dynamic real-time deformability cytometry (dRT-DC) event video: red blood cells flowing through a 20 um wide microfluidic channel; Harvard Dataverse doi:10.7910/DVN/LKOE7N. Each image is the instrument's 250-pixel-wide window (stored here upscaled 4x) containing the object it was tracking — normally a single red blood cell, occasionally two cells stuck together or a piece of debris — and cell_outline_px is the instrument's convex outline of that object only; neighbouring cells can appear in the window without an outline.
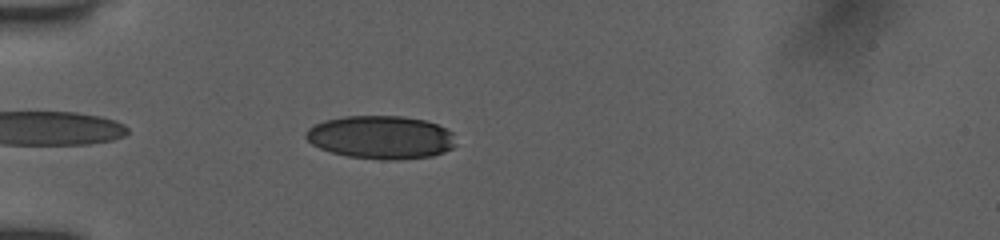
{"species": "human", "species_latin": "Homo sapiens", "temperature_condition": "room temperature", "stored_images_in_passage": 13, "camera_frame_rate_fps": 3000, "um_per_image_px": 0.085, "donor": {"sex": "female"}, "frame": {"image": 1, "passage_image": 4, "time_ms": 2.0, "image_size_px": [1000, 240], "cell_outline_px": [[456, 144], [452, 148], [444, 152], [432, 156], [396, 160], [380, 160], [348, 156], [332, 152], [320, 148], [312, 144], [304, 136], [304, 132], [308, 128], [324, 120], [344, 116], [404, 116], [424, 120], [436, 124], [452, 132]], "centroid_in_image_um": [32.37, 11.67], "position_along_channel_um": 52.6, "area_um2": 37.86}}
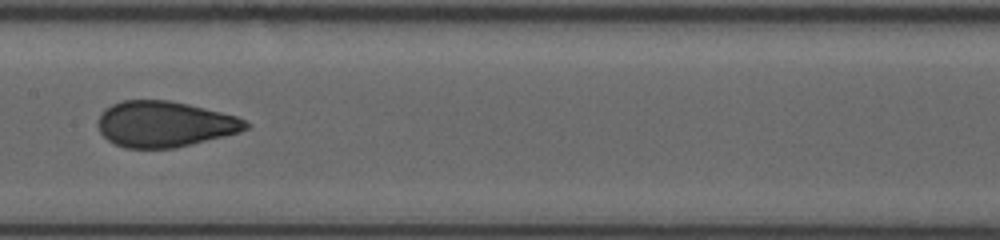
{"frame": {"image": 2, "passage_image": 10, "time_ms": 6.0, "image_size_px": [1000, 240], "cell_outline_px": [[252, 124], [248, 128], [240, 132], [224, 136], [172, 148], [124, 148], [108, 140], [100, 132], [96, 124], [104, 108], [120, 100], [168, 100], [188, 104], [236, 116]], "centroid_in_image_um": [13.96, 10.54], "position_along_channel_um": 193.4, "area_um2": 39.36}}
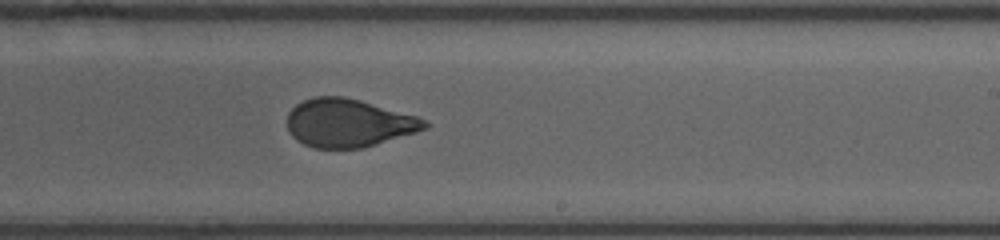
{"frame": {"image": 3, "passage_image": 13, "time_ms": 7.667, "image_size_px": [1000, 240], "cell_outline_px": [[432, 124], [428, 128], [416, 132], [376, 144], [360, 148], [312, 148], [296, 140], [288, 132], [288, 112], [296, 104], [304, 100], [316, 96], [344, 96], [360, 100], [416, 116]], "centroid_in_image_um": [29.6, 10.45], "position_along_channel_um": 259.4, "area_um2": 38.55}}